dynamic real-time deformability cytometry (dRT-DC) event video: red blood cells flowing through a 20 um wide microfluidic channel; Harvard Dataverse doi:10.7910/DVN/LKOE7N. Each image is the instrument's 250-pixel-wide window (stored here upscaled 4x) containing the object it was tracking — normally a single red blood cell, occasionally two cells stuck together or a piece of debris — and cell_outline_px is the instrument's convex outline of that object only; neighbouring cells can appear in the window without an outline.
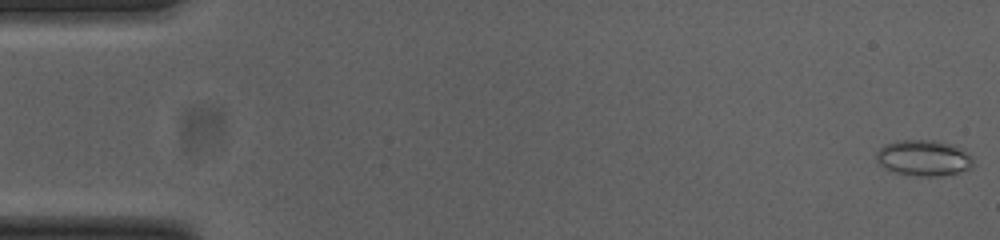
{"species": "common noctule bat (a hibernating species)", "species_latin": "Nyctalus noctula", "temperature_condition": "cold", "stored_images_in_passage": 53, "camera_frame_rate_fps": 3000, "um_per_image_px": 0.085, "animal": {"sex": "female", "body_mass_g": 23.0, "forearm_length_mm": 53.4}, "frame": {"image": 1, "passage_image": 1, "time_ms": 0.0, "image_size_px": [1000, 240], "cell_outline_px": [[976, 164], [972, 168], [940, 176], [916, 176], [896, 172], [884, 168], [876, 160], [876, 152], [884, 144], [896, 140], [940, 140], [964, 148], [972, 156]], "centroid_in_image_um": [78.55, 13.4], "position_along_channel_um": 6.4, "area_um2": 20.69}}
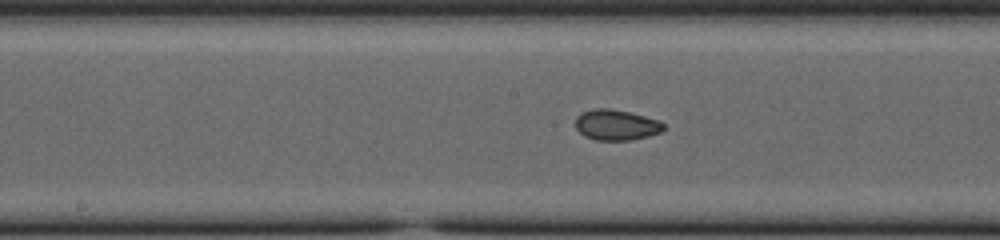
{"frame": {"image": 2, "passage_image": 27, "time_ms": 8.667, "image_size_px": [1000, 240], "cell_outline_px": [[664, 128], [660, 132], [648, 136], [628, 140], [596, 140], [584, 136], [576, 128], [576, 116], [580, 112], [592, 108], [608, 108], [628, 112], [660, 120], [664, 124]], "centroid_in_image_um": [52.35, 10.61], "position_along_channel_um": 195.9, "area_um2": 15.72}}
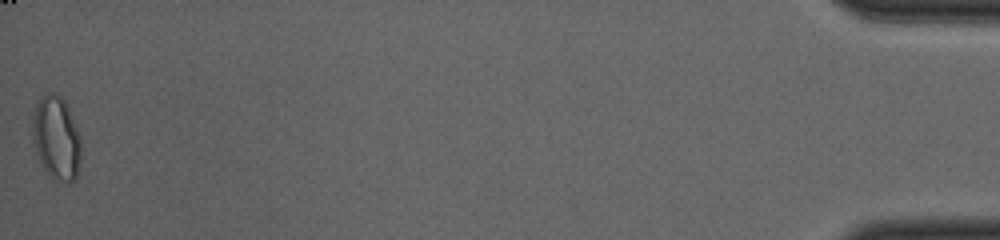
{"frame": {"image": 3, "passage_image": 53, "time_ms": 17.333, "image_size_px": [1000, 240], "cell_outline_px": [[80, 160], [76, 180], [68, 184], [52, 180], [48, 176], [36, 152], [32, 140], [32, 116], [36, 100], [40, 96], [48, 92], [56, 92], [64, 100], [68, 108], [80, 136]], "centroid_in_image_um": [4.76, 11.74], "position_along_channel_um": 430.4, "area_um2": 24.22}, "authors_computed_cell_mechanics": {"area_um2": 16.7042, "velocity_mm_per_s": 3.8618, "shape_relaxation_time_tau1_ms": null, "shape_relaxation_time_tau2_ms": 1.4291, "deformation_change_tau1": null, "deformation_change_tau2": 0.0503}}